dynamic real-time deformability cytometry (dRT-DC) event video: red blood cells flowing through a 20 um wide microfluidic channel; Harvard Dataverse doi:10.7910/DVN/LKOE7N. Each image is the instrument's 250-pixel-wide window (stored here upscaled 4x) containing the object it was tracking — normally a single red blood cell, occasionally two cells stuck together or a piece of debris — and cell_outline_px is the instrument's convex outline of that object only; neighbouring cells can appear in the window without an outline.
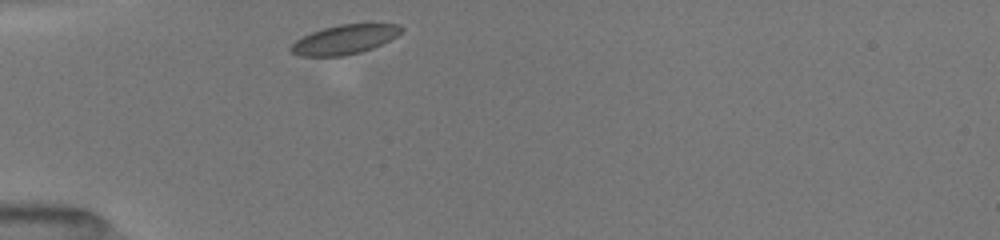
{"species": "common noctule bat (a hibernating species)", "species_latin": "Nyctalus noctula", "temperature_condition": "room temperature", "stored_images_in_passage": 42, "camera_frame_rate_fps": 3000, "um_per_image_px": 0.085, "animal": {"sex": "female", "body_mass_g": 19.5, "forearm_length_mm": 54.1}, "frame": {"image": 1, "passage_image": 1, "time_ms": 0.0, "image_size_px": [1000, 240], "cell_outline_px": [[404, 32], [372, 48], [360, 52], [344, 56], [300, 56], [292, 52], [288, 48], [296, 40], [312, 32], [324, 28], [340, 24], [400, 24], [404, 28]], "centroid_in_image_um": [29.3, 3.36], "position_along_channel_um": 55.7, "area_um2": 18.73}}
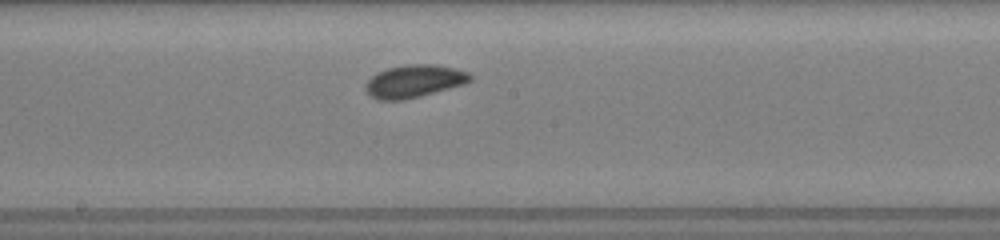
{"frame": {"image": 2, "passage_image": 21, "time_ms": 4.333, "image_size_px": [1000, 240], "cell_outline_px": [[472, 80], [464, 84], [420, 96], [404, 100], [376, 100], [364, 88], [364, 84], [376, 72], [388, 68], [408, 64], [432, 64], [456, 68], [468, 72], [472, 76]], "centroid_in_image_um": [35.19, 6.9], "position_along_channel_um": 213.0, "area_um2": 19.94}}
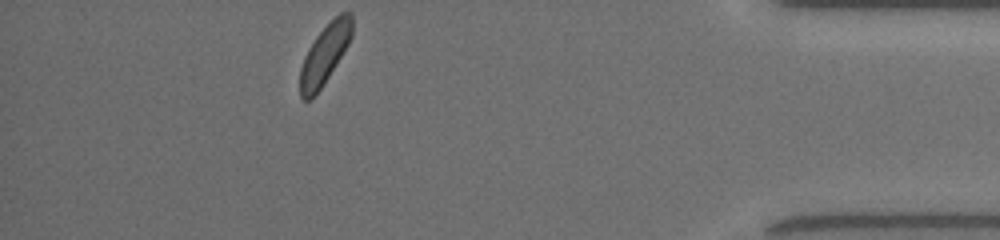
{"frame": {"image": 3, "passage_image": 42, "time_ms": 10.333, "image_size_px": [1000, 240], "cell_outline_px": [[352, 36], [348, 44], [328, 76], [312, 100], [304, 100], [300, 96], [300, 68], [304, 56], [308, 48], [316, 36], [340, 12], [352, 12]], "centroid_in_image_um": [27.59, 4.62], "position_along_channel_um": 407.6, "area_um2": 17.69}, "authors_computed_cell_mechanics": {"area_um2": 19.0451, "velocity_mm_per_s": 3.9353, "shape_relaxation_time_tau1_ms": 4.2244, "shape_relaxation_time_tau2_ms": 3.1475, "deformation_change_tau1": 0.0767, "deformation_change_tau2": 0.0692}}